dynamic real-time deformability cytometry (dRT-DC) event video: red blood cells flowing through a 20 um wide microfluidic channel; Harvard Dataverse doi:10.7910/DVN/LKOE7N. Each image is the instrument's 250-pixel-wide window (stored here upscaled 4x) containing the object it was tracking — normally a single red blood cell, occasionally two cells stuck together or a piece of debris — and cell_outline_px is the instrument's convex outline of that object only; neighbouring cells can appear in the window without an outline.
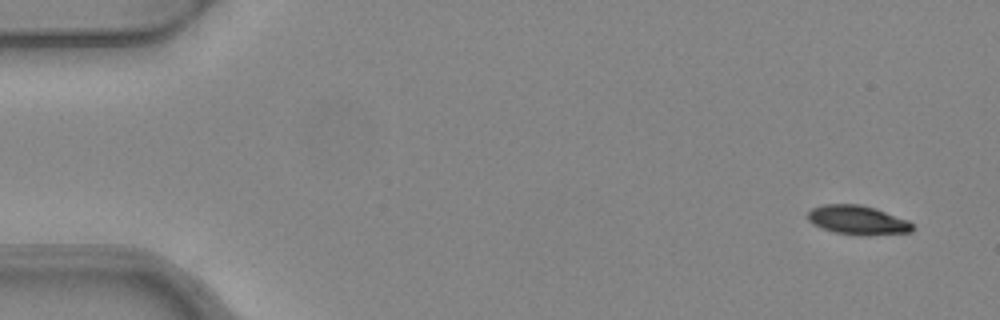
{"species": "common noctule bat (a hibernating species)", "species_latin": "Nyctalus noctula", "temperature_condition": "warm", "stored_images_in_passage": 4, "camera_frame_rate_fps": 3000, "um_per_image_px": 0.085, "animal": {"sex": "female", "body_mass_g": 24.6, "forearm_length_mm": 56.2}, "frame": {"image": 1, "passage_image": 1, "time_ms": 0.0, "image_size_px": [1000, 320], "cell_outline_px": [[912, 232], [868, 236], [864, 236], [836, 232], [820, 228], [812, 224], [808, 220], [808, 212], [812, 208], [824, 204], [860, 204], [876, 208], [908, 220], [912, 224]], "centroid_in_image_um": [72.9, 18.71], "position_along_channel_um": 12.1, "area_um2": 17.92}}